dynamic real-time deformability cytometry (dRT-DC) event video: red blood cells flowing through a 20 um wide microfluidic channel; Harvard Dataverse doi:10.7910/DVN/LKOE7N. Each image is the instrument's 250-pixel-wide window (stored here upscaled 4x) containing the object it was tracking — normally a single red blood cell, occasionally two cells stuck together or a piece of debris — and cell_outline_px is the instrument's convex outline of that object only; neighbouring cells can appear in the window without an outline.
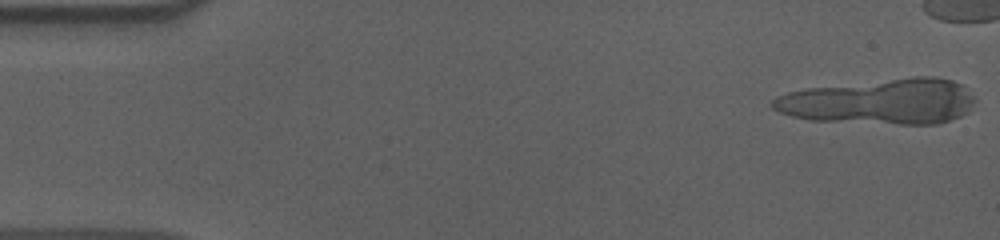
{"species": "human", "species_latin": "Homo sapiens", "temperature_condition": "cold", "stored_images_in_passage": 41, "segment_of_instrument_passage": [1, 2], "camera_frame_rate_fps": 3000, "um_per_image_px": 0.085, "donor": {"sex": "male"}, "frame": {"image": 1, "passage_image": 1, "time_ms": 0.0, "image_size_px": [1000, 240], "cell_outline_px": [[976, 100], [968, 112], [960, 116], [936, 124], [900, 124], [812, 120], [792, 116], [780, 112], [772, 108], [772, 100], [776, 96], [788, 92], [808, 88], [916, 76], [932, 76], [952, 80], [964, 84]], "centroid_in_image_um": [74.86, 8.63], "position_along_channel_um": 10.1, "area_um2": 53.52}}